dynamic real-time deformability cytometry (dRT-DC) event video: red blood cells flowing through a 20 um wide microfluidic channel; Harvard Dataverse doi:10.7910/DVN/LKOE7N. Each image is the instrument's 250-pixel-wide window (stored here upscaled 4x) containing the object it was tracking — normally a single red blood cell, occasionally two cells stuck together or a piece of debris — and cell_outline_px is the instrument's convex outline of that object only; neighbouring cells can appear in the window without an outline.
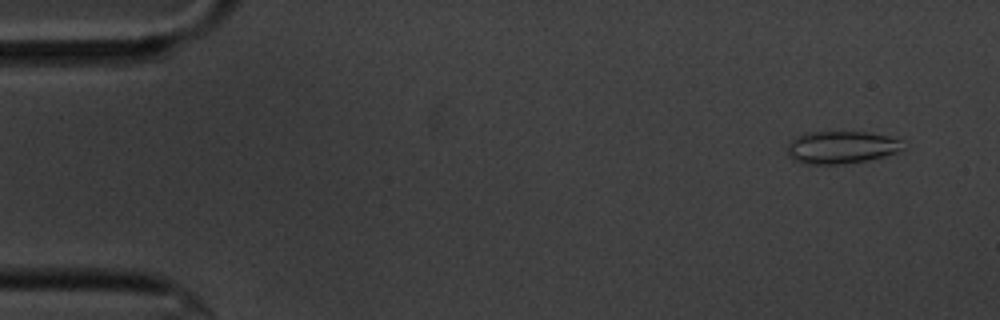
{"species": "common noctule bat (a hibernating species)", "species_latin": "Nyctalus noctula", "temperature_condition": "cold", "stored_images_in_passage": 57, "camera_frame_rate_fps": 3000, "um_per_image_px": 0.085, "animal": {"sex": "male", "body_mass_g": 20.1, "forearm_length_mm": 53.5}, "frame": {"image": 1, "passage_image": 4, "time_ms": 1.0, "image_size_px": [1000, 320], "cell_outline_px": [[904, 148], [896, 152], [884, 156], [868, 160], [844, 164], [804, 164], [788, 156], [784, 148], [796, 136], [808, 132], [872, 132], [892, 136], [900, 140]], "centroid_in_image_um": [71.49, 12.52], "position_along_channel_um": 13.5, "area_um2": 22.2}}
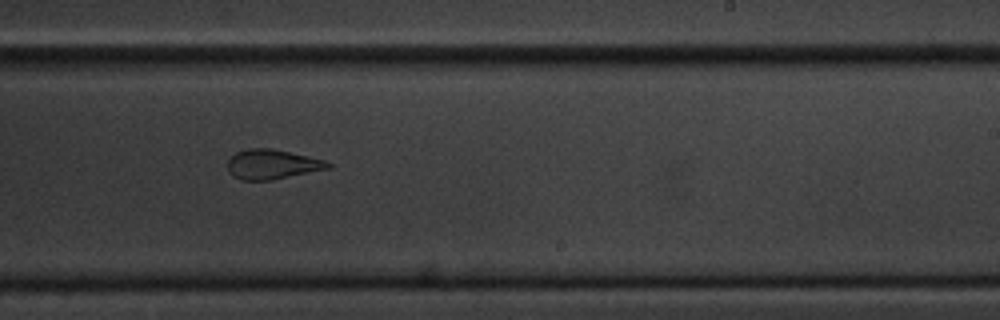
{"frame": {"image": 2, "passage_image": 35, "time_ms": 11.333, "image_size_px": [1000, 320], "cell_outline_px": [[332, 168], [272, 180], [244, 180], [232, 176], [228, 172], [228, 160], [236, 152], [248, 148], [272, 148], [324, 160], [332, 164]], "centroid_in_image_um": [23.13, 13.97], "position_along_channel_um": 265.9, "area_um2": 17.4}}
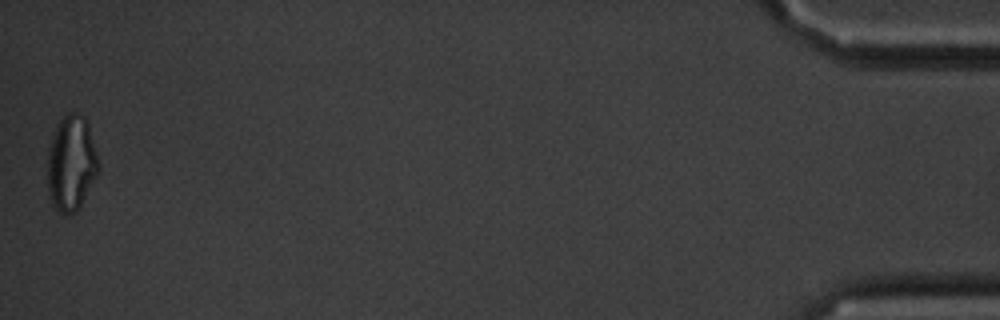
{"frame": {"image": 3, "passage_image": 57, "time_ms": 18.667, "image_size_px": [1000, 320], "cell_outline_px": [[100, 168], [80, 208], [76, 212], [68, 216], [64, 216], [52, 204], [48, 188], [48, 148], [52, 136], [60, 120], [68, 112], [76, 112], [84, 116], [88, 124], [100, 164]], "centroid_in_image_um": [6.07, 13.9], "position_along_channel_um": 429.1, "area_um2": 28.5}, "authors_computed_cell_mechanics": {"area_um2": 20.0566, "velocity_mm_per_s": 3.4945, "shape_relaxation_time_tau1_ms": null, "shape_relaxation_time_tau2_ms": 1.6207, "deformation_change_tau1": null, "deformation_change_tau2": 0.0715}}